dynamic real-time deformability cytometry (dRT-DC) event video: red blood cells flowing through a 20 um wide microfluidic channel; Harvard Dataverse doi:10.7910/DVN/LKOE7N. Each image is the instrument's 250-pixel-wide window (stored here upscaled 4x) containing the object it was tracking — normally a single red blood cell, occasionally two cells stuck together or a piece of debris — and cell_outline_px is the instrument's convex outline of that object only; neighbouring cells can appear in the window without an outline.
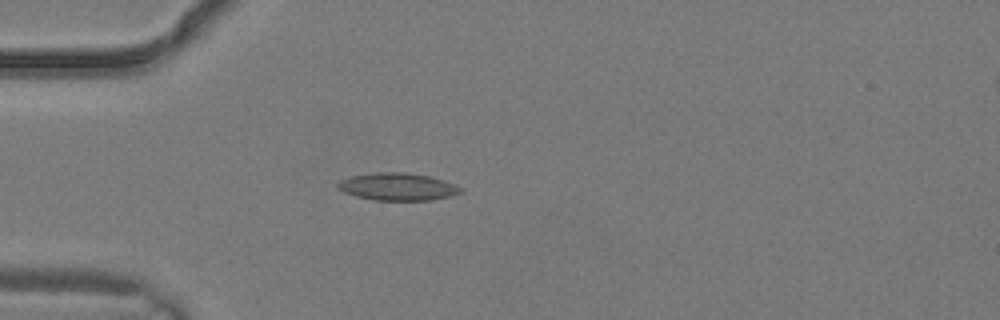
{"species": "common noctule bat (a hibernating species)", "species_latin": "Nyctalus noctula", "temperature_condition": "warm", "stored_images_in_passage": 5, "camera_frame_rate_fps": 3000, "um_per_image_px": 0.085, "animal": {"sex": "male", "body_mass_g": 19.2, "forearm_length_mm": 51.8}, "frame": {"image": 1, "passage_image": 4, "time_ms": 1.0, "image_size_px": [1000, 320], "cell_outline_px": [[464, 192], [448, 196], [428, 200], [376, 200], [356, 196], [344, 192], [336, 188], [336, 184], [340, 180], [352, 176], [376, 172], [404, 172], [428, 176], [444, 180], [456, 184], [464, 188]], "centroid_in_image_um": [33.81, 15.86], "position_along_channel_um": 51.2, "area_um2": 19.65}}